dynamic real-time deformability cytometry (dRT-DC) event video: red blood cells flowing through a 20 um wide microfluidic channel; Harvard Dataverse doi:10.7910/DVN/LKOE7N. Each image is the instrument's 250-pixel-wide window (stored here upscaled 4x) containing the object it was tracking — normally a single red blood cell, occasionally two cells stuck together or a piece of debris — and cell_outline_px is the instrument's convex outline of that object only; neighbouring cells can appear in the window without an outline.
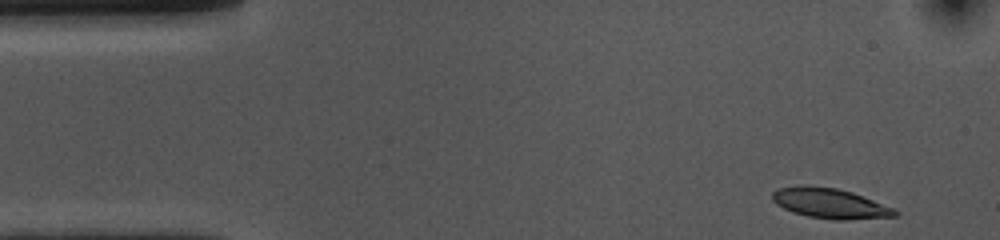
{"species": "common noctule bat (a hibernating species)", "species_latin": "Nyctalus noctula", "temperature_condition": "cold", "stored_images_in_passage": 42, "camera_frame_rate_fps": 3000, "um_per_image_px": 0.085, "animal": {"sex": "female", "body_mass_g": 10.0, "forearm_length_mm": 53.1}, "frame": {"image": 1, "passage_image": 1, "time_ms": 0.0, "image_size_px": [1000, 240], "cell_outline_px": [[900, 216], [844, 220], [832, 220], [808, 216], [792, 212], [776, 204], [772, 200], [772, 192], [780, 188], [808, 184], [836, 188], [852, 192], [892, 208], [900, 212]], "centroid_in_image_um": [70.53, 17.28], "position_along_channel_um": 14.5, "area_um2": 21.56}}
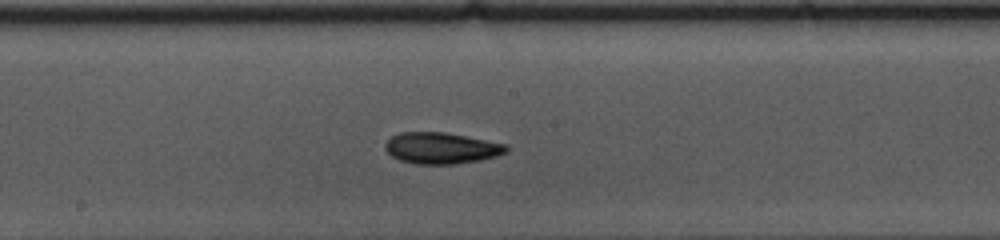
{"frame": {"image": 2, "passage_image": 24, "time_ms": 7.667, "image_size_px": [1000, 240], "cell_outline_px": [[508, 152], [496, 156], [480, 160], [456, 164], [416, 164], [400, 160], [392, 156], [384, 148], [384, 144], [392, 136], [400, 132], [444, 132], [508, 144]], "centroid_in_image_um": [37.53, 12.59], "position_along_channel_um": 210.7, "area_um2": 22.14}}
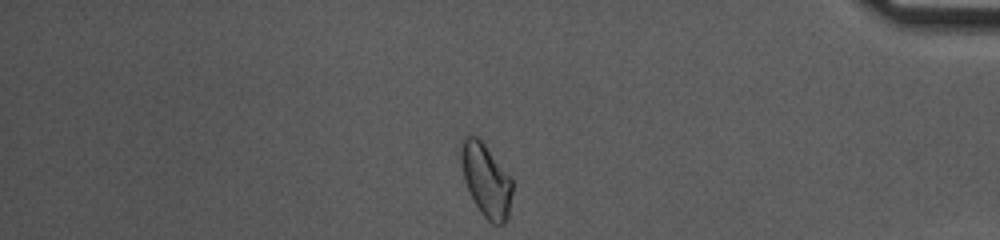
{"frame": {"image": 3, "passage_image": 42, "time_ms": 13.667, "image_size_px": [1000, 240], "cell_outline_px": [[512, 192], [508, 216], [504, 224], [492, 224], [480, 212], [464, 180], [460, 156], [460, 144], [464, 136], [468, 132], [476, 136], [484, 144], [512, 176]], "centroid_in_image_um": [41.32, 15.27], "position_along_channel_um": 393.9, "area_um2": 21.96}, "authors_computed_cell_mechanics": {"area_um2": 21.4149, "velocity_mm_per_s": 3.6523, "shape_relaxation_time_tau1_ms": 5.6734, "shape_relaxation_time_tau2_ms": 5.5614, "deformation_change_tau1": 0.1311, "deformation_change_tau2": 0.1099}}